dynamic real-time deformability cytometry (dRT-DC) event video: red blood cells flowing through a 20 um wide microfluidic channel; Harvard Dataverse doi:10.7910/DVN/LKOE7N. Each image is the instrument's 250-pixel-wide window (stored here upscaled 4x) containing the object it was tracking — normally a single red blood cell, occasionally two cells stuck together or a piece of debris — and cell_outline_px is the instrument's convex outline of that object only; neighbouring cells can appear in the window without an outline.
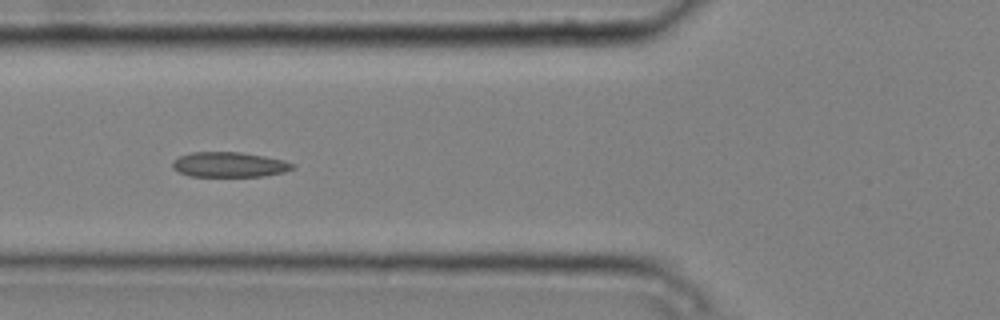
{"species": "common noctule bat (a hibernating species)", "species_latin": "Nyctalus noctula", "temperature_condition": "cold", "stored_images_in_passage": 7, "camera_frame_rate_fps": 3000, "um_per_image_px": 0.085, "animal": {"sex": "male", "body_mass_g": 20.4}, "frame": {"image": 1, "passage_image": 6, "time_ms": 1.667, "image_size_px": [1000, 320], "cell_outline_px": [[296, 168], [284, 172], [264, 176], [188, 176], [172, 168], [172, 160], [180, 156], [192, 152], [240, 152], [264, 156], [284, 160], [292, 164]], "centroid_in_image_um": [19.47, 13.99], "position_along_channel_um": 106.3, "area_um2": 17.51}}
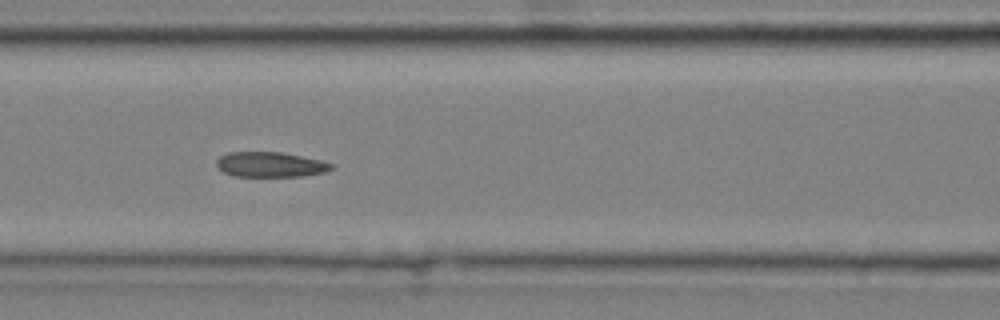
{"frame": {"image": 2, "passage_image": 7, "time_ms": 2.0, "image_size_px": [1000, 320], "cell_outline_px": [[336, 168], [324, 172], [304, 176], [236, 176], [224, 172], [216, 164], [216, 160], [220, 156], [228, 152], [280, 152], [320, 160], [332, 164]], "centroid_in_image_um": [22.99, 13.98], "position_along_channel_um": 143.6, "area_um2": 16.65}}